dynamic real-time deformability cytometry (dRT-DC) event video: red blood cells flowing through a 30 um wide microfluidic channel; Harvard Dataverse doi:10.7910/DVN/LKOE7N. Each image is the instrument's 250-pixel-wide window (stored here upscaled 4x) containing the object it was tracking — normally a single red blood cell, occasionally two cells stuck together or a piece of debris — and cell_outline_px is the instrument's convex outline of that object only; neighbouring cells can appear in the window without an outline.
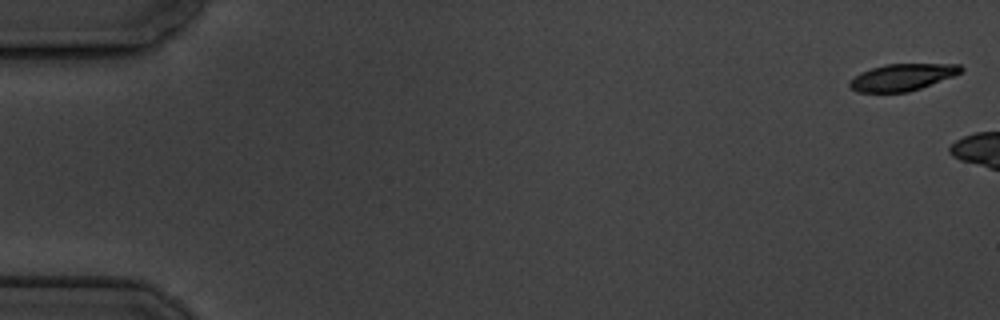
{"species": "common noctule bat (a hibernating species)", "species_latin": "Nyctalus noctula", "temperature_condition": "cold", "stored_images_in_passage": 3, "camera_frame_rate_fps": 3000, "um_per_image_px": 0.085, "animal": {"sex": "male", "body_mass_g": 19.5, "forearm_length_mm": 54.6}, "frame": {"image": 1, "passage_image": 1, "time_ms": 0.0, "image_size_px": [1000, 320], "cell_outline_px": [[964, 68], [960, 72], [952, 76], [920, 88], [908, 92], [856, 92], [848, 84], [848, 80], [860, 72], [872, 68], [888, 64], [960, 64]], "centroid_in_image_um": [76.64, 6.56], "position_along_channel_um": 8.4, "area_um2": 17.22}}